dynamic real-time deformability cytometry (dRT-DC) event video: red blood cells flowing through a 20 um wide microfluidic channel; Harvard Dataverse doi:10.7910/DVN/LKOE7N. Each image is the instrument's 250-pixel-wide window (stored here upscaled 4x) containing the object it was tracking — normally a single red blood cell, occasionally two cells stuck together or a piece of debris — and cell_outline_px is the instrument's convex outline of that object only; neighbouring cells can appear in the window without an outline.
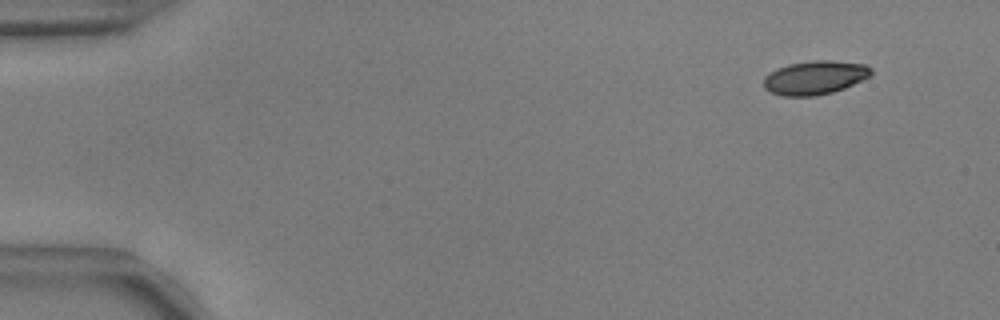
{"species": "common noctule bat (a hibernating species)", "species_latin": "Nyctalus noctula", "temperature_condition": "warm", "stored_images_in_passage": 15, "camera_frame_rate_fps": 3000, "um_per_image_px": 0.085, "animal": {"sex": "male", "body_mass_g": 17.9, "forearm_length_mm": 54.2}, "frame": {"image": 1, "passage_image": 5, "time_ms": 1.333, "image_size_px": [1000, 320], "cell_outline_px": [[872, 72], [868, 76], [844, 88], [832, 92], [816, 96], [784, 96], [772, 92], [764, 88], [764, 76], [776, 68], [788, 64], [812, 60], [832, 60], [864, 64], [872, 68]], "centroid_in_image_um": [69.23, 6.59], "position_along_channel_um": 15.8, "area_um2": 21.04}}